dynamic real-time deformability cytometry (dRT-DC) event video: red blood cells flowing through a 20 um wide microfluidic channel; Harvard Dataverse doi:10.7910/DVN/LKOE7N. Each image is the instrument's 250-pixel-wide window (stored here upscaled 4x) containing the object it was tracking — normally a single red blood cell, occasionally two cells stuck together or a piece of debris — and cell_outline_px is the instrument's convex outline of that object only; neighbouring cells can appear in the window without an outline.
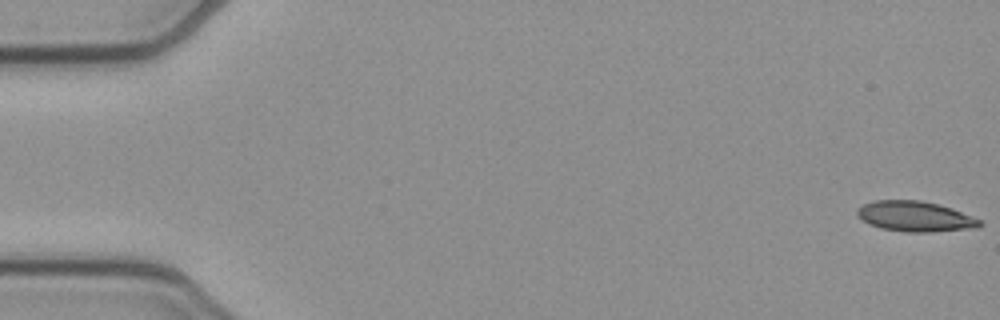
{"species": "common noctule bat (a hibernating species)", "species_latin": "Nyctalus noctula", "temperature_condition": "cold", "stored_images_in_passage": 52, "camera_frame_rate_fps": 3000, "um_per_image_px": 0.085, "animal": {"sex": "female", "body_mass_g": 21.9}, "frame": {"image": 1, "passage_image": 1, "time_ms": 0.0, "image_size_px": [1000, 320], "cell_outline_px": [[984, 224], [976, 228], [932, 232], [904, 232], [880, 228], [868, 224], [856, 216], [856, 208], [864, 204], [876, 200], [920, 200], [952, 208], [972, 216], [980, 220]], "centroid_in_image_um": [77.76, 18.4], "position_along_channel_um": 7.2, "area_um2": 21.85}}
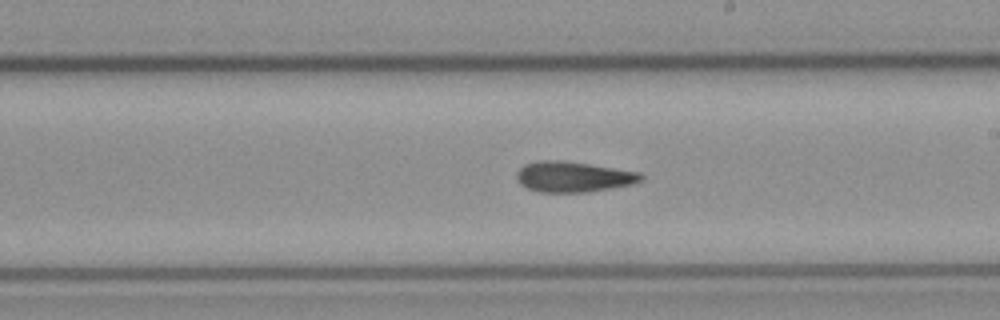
{"frame": {"image": 2, "passage_image": 30, "time_ms": 9.667, "image_size_px": [1000, 320], "cell_outline_px": [[644, 180], [636, 184], [588, 192], [540, 192], [528, 188], [520, 184], [516, 180], [516, 172], [524, 164], [540, 160], [560, 160], [588, 164], [640, 172], [644, 176]], "centroid_in_image_um": [48.75, 15.03], "position_along_channel_um": 240.3, "area_um2": 22.31}}
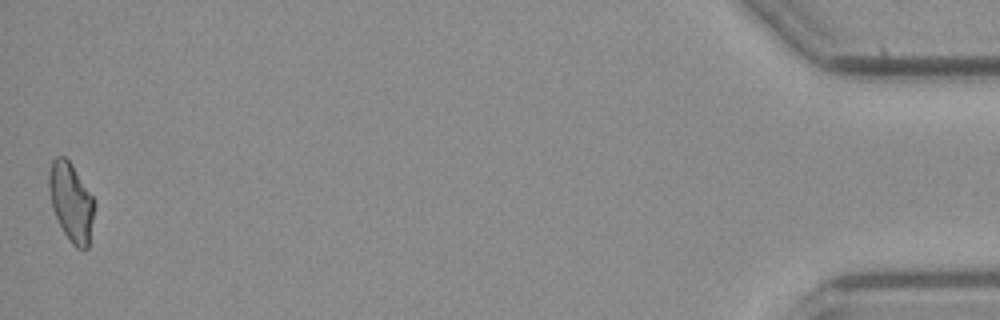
{"frame": {"image": 3, "passage_image": 52, "time_ms": 17.0, "image_size_px": [1000, 320], "cell_outline_px": [[96, 204], [88, 248], [76, 248], [72, 244], [64, 232], [52, 208], [48, 188], [48, 176], [52, 160], [56, 156], [64, 156], [72, 164], [96, 200]], "centroid_in_image_um": [6.07, 17.15], "position_along_channel_um": 429.1, "area_um2": 20.98}, "authors_computed_cell_mechanics": {"area_um2": 21.8773, "velocity_mm_per_s": 3.9333, "shape_relaxation_time_tau1_ms": null, "shape_relaxation_time_tau2_ms": 7.8352, "deformation_change_tau1": null, "deformation_change_tau2": 0.1779}}